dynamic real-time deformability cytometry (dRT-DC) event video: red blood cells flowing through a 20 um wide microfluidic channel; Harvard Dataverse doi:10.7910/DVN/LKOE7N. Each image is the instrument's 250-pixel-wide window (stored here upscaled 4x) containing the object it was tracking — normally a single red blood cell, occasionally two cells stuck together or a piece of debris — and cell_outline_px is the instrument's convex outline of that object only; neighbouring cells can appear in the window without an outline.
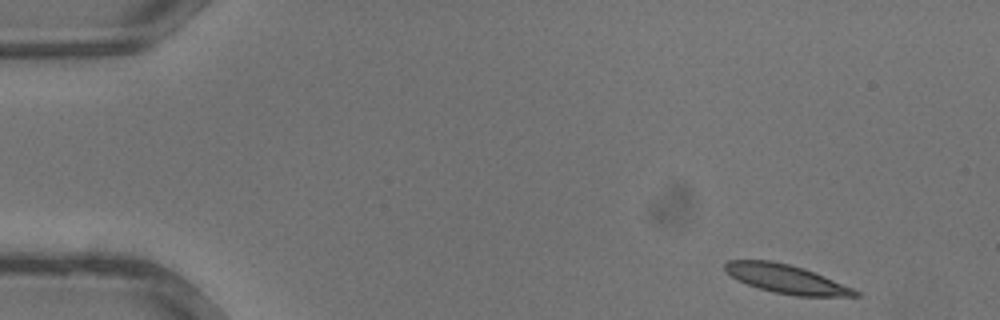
{"species": "common noctule bat (a hibernating species)", "species_latin": "Nyctalus noctula", "temperature_condition": "warm", "stored_images_in_passage": 13, "camera_frame_rate_fps": 3000, "um_per_image_px": 0.085, "animal": {"sex": "male", "body_mass_g": 13.3}, "frame": {"image": 1, "passage_image": 1, "time_ms": 0.0, "image_size_px": [1000, 320], "cell_outline_px": [[860, 296], [796, 296], [776, 292], [760, 288], [748, 284], [732, 276], [724, 268], [724, 264], [728, 260], [772, 260], [804, 268], [824, 276], [852, 288], [860, 292]], "centroid_in_image_um": [66.85, 23.7], "position_along_channel_um": 18.2, "area_um2": 21.39}}
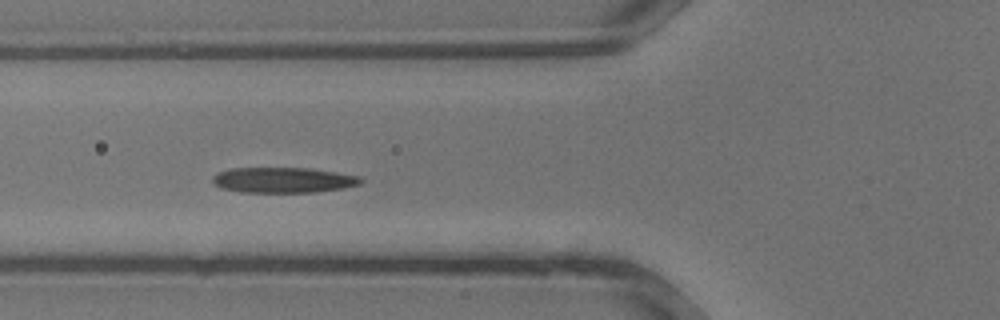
{"frame": {"image": 2, "passage_image": 11, "time_ms": 3.333, "image_size_px": [1000, 320], "cell_outline_px": [[364, 180], [360, 184], [344, 188], [316, 192], [240, 192], [220, 188], [212, 184], [212, 176], [220, 172], [232, 168], [312, 168], [360, 176]], "centroid_in_image_um": [24.08, 15.3], "position_along_channel_um": 101.7, "area_um2": 22.14}}
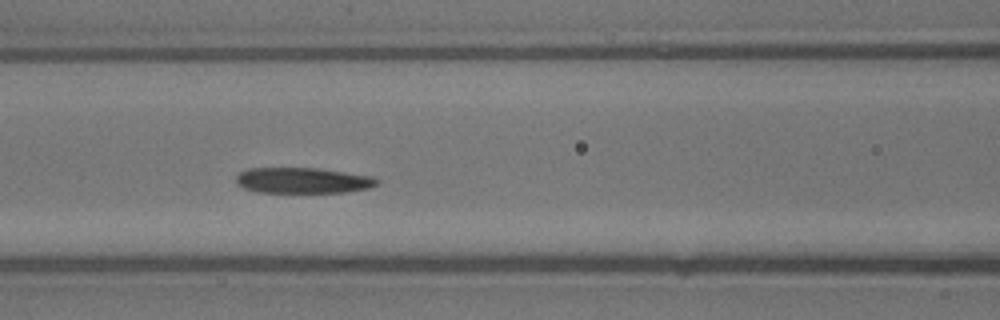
{"frame": {"image": 3, "passage_image": 13, "time_ms": 4.0, "image_size_px": [1000, 320], "cell_outline_px": [[380, 180], [376, 184], [368, 188], [348, 192], [256, 192], [244, 188], [236, 184], [236, 176], [240, 172], [248, 168], [320, 168], [372, 176]], "centroid_in_image_um": [25.72, 15.33], "position_along_channel_um": 140.9, "area_um2": 21.15}}